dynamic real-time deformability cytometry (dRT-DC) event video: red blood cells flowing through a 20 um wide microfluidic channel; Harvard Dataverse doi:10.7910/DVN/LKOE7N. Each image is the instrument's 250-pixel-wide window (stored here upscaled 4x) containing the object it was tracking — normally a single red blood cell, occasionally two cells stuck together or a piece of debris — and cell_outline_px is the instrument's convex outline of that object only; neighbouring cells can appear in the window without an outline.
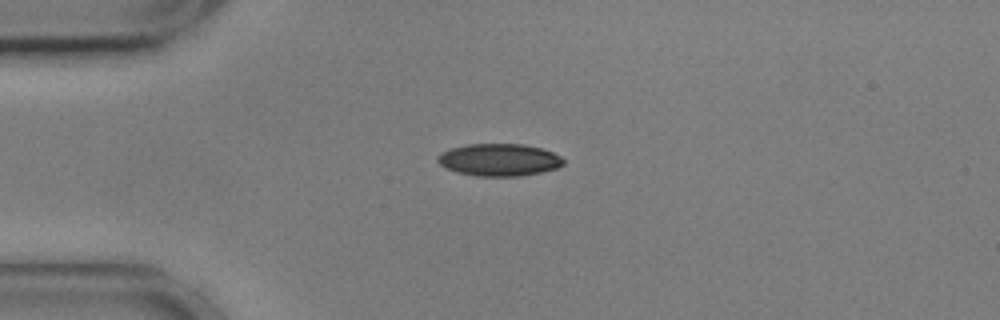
{"species": "common noctule bat (a hibernating species)", "species_latin": "Nyctalus noctula", "temperature_condition": "cold", "stored_images_in_passage": 43, "camera_frame_rate_fps": 3000, "um_per_image_px": 0.085, "animal": {"sex": "male", "body_mass_g": 17.9, "forearm_length_mm": 54.2}, "frame": {"image": 1, "passage_image": 1, "time_ms": 0.0, "image_size_px": [1000, 320], "cell_outline_px": [[564, 164], [556, 168], [540, 172], [520, 176], [476, 176], [456, 172], [440, 164], [436, 160], [436, 156], [440, 152], [452, 148], [468, 144], [524, 144], [540, 148], [552, 152], [560, 156], [564, 160]], "centroid_in_image_um": [42.4, 13.58], "position_along_channel_um": 42.6, "area_um2": 23.64}}
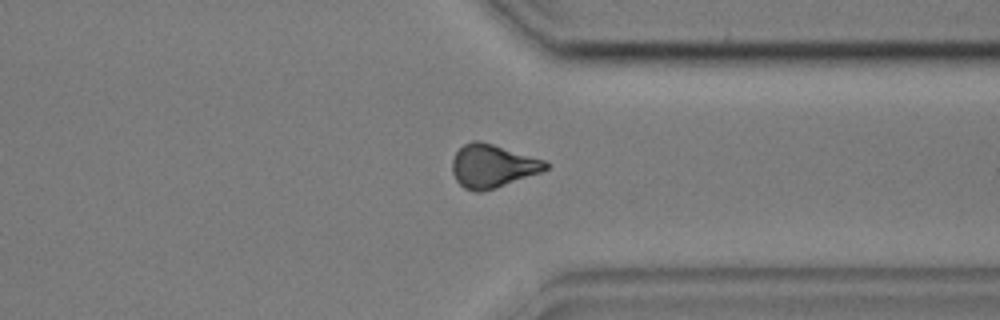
{"frame": {"image": 2, "passage_image": 30, "time_ms": 9.667, "image_size_px": [1000, 320], "cell_outline_px": [[548, 168], [540, 172], [496, 188], [480, 192], [476, 192], [464, 188], [456, 180], [452, 172], [452, 160], [456, 152], [464, 144], [472, 140], [480, 140], [544, 160], [548, 164]], "centroid_in_image_um": [41.82, 14.11], "position_along_channel_um": 369.6, "area_um2": 23.35}}
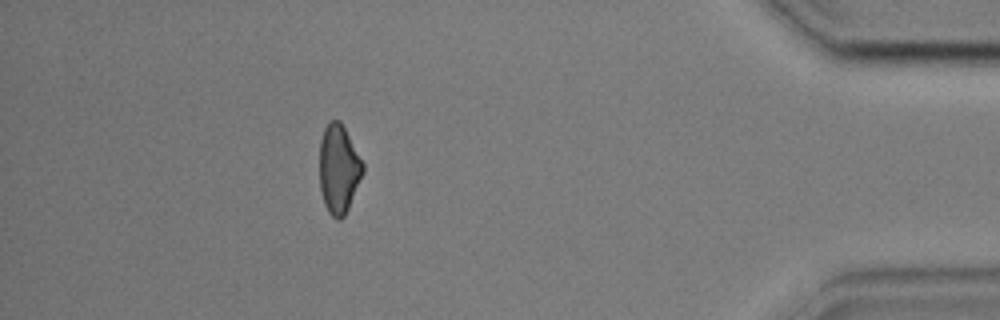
{"frame": {"image": 3, "passage_image": 37, "time_ms": 12.0, "image_size_px": [1000, 320], "cell_outline_px": [[364, 172], [348, 208], [344, 216], [340, 220], [336, 220], [328, 212], [324, 204], [320, 188], [320, 140], [324, 128], [328, 120], [340, 120], [364, 164]], "centroid_in_image_um": [28.78, 14.36], "position_along_channel_um": 406.4, "area_um2": 22.43}, "authors_computed_cell_mechanics": {"area_um2": 23.6402, "velocity_mm_per_s": 3.6137, "shape_relaxation_time_tau1_ms": 8.0955, "shape_relaxation_time_tau2_ms": 2.2875, "deformation_change_tau1": 0.165, "deformation_change_tau2": 0.0769}}